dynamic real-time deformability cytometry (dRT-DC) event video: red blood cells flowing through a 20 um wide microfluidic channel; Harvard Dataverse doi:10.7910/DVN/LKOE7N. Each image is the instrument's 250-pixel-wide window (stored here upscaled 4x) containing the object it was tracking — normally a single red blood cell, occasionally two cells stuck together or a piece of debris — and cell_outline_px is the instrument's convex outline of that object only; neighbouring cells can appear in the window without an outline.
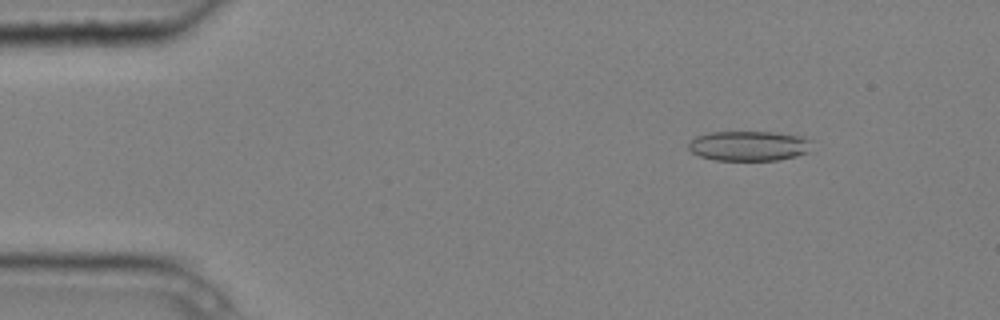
{"species": "common noctule bat (a hibernating species)", "species_latin": "Nyctalus noctula", "temperature_condition": "cold", "stored_images_in_passage": 3, "camera_frame_rate_fps": 3000, "um_per_image_px": 0.085, "animal": {"sex": "male", "body_mass_g": 20.4}, "frame": {"image": 1, "passage_image": 2, "time_ms": 0.333, "image_size_px": [1000, 320], "cell_outline_px": [[812, 140], [808, 152], [796, 156], [776, 160], [716, 160], [700, 156], [692, 152], [688, 148], [688, 144], [696, 136], [708, 132], [772, 132], [800, 136]], "centroid_in_image_um": [63.64, 12.39], "position_along_channel_um": 21.4, "area_um2": 21.44}}